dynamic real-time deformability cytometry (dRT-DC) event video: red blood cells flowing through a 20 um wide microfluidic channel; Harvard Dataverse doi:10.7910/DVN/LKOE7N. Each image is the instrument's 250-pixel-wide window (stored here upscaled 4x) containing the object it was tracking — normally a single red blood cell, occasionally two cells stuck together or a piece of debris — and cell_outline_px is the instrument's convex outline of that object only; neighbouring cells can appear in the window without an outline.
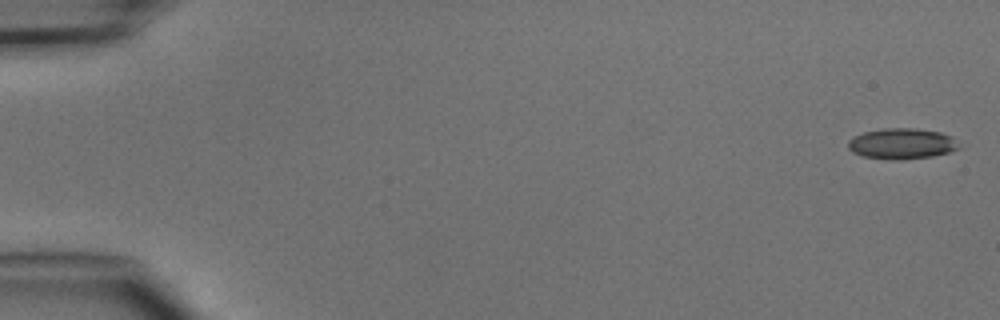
{"species": "common noctule bat (a hibernating species)", "species_latin": "Nyctalus noctula", "temperature_condition": "cold", "stored_images_in_passage": 4, "camera_frame_rate_fps": 3000, "um_per_image_px": 0.085, "animal": {"sex": "male", "body_mass_g": 15.6}, "frame": {"image": 1, "passage_image": 1, "time_ms": 0.0, "image_size_px": [1000, 320], "cell_outline_px": [[960, 148], [948, 152], [932, 156], [900, 160], [864, 156], [852, 152], [848, 148], [848, 140], [852, 136], [864, 132], [884, 128], [916, 128], [940, 132], [952, 136]], "centroid_in_image_um": [76.63, 12.2], "position_along_channel_um": 8.4, "area_um2": 19.77}}
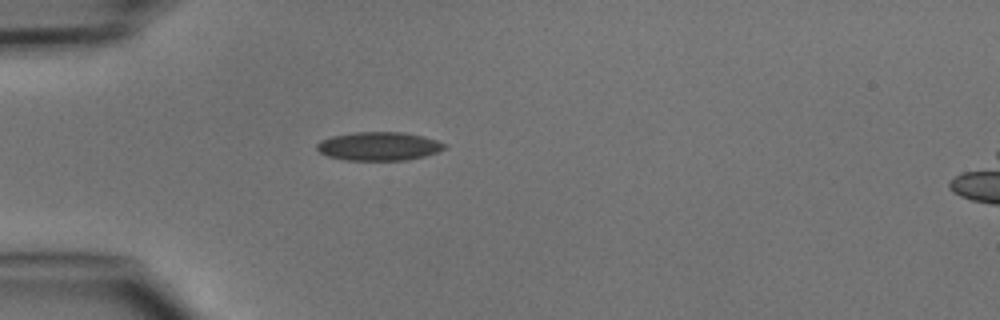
{"frame": {"image": 2, "passage_image": 4, "time_ms": 4.333, "image_size_px": [1000, 320], "cell_outline_px": [[448, 148], [424, 156], [408, 160], [344, 160], [328, 156], [320, 152], [316, 148], [316, 144], [320, 140], [332, 136], [352, 132], [404, 132], [424, 136], [448, 144]], "centroid_in_image_um": [32.22, 12.42], "position_along_channel_um": 52.8, "area_um2": 21.44}}